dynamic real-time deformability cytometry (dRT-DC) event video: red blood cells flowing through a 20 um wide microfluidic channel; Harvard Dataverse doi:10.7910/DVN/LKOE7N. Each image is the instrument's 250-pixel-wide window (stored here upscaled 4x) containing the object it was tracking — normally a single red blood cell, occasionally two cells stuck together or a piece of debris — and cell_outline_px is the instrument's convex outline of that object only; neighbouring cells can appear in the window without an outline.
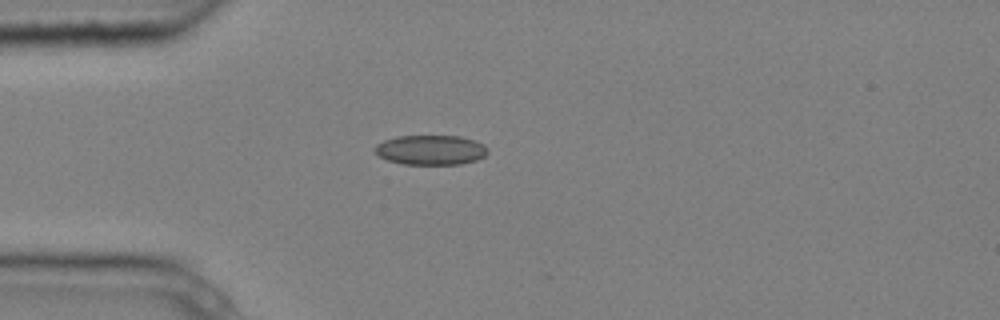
{"species": "common noctule bat (a hibernating species)", "species_latin": "Nyctalus noctula", "temperature_condition": "cold", "stored_images_in_passage": 7, "segment_of_instrument_passage": [2, 2], "camera_frame_rate_fps": 3000, "um_per_image_px": 0.085, "animal": {"sex": "male", "body_mass_g": 20.4}, "frame": {"image": 1, "passage_image": 7, "time_ms": 2.0, "image_size_px": [1000, 320], "cell_outline_px": [[488, 152], [484, 156], [476, 160], [460, 164], [404, 164], [388, 160], [380, 156], [376, 152], [376, 144], [384, 140], [396, 136], [460, 136], [476, 140], [484, 144], [488, 148]], "centroid_in_image_um": [36.65, 12.74], "position_along_channel_um": 48.3, "area_um2": 19.54}}